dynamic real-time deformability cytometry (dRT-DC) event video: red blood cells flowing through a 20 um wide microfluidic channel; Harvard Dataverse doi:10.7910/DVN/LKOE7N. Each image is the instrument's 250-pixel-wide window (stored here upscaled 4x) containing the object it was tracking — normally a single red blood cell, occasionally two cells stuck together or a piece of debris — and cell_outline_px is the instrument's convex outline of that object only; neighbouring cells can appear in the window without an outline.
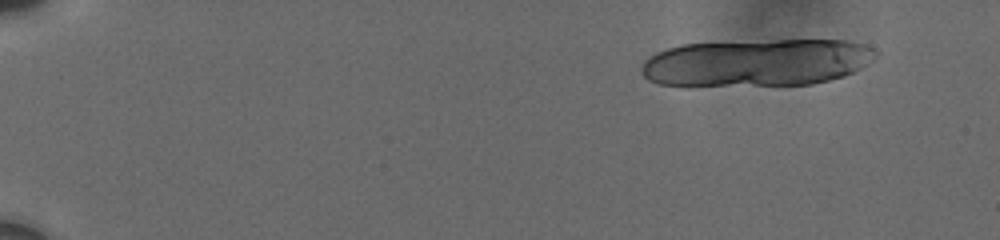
{"species": "human", "species_latin": "Homo sapiens", "temperature_condition": "cold", "stored_images_in_passage": 8, "camera_frame_rate_fps": 3000, "um_per_image_px": 0.085, "donor": {"sex": "male"}, "frame": {"image": 1, "passage_image": 1, "time_ms": 0.0, "image_size_px": [1000, 240], "cell_outline_px": [[880, 52], [868, 64], [844, 76], [812, 84], [660, 84], [648, 80], [640, 72], [640, 68], [644, 60], [648, 56], [656, 52], [680, 44], [776, 40], [848, 40], [864, 44], [876, 48]], "centroid_in_image_um": [64.36, 5.29], "position_along_channel_um": 20.6, "area_um2": 64.22}}